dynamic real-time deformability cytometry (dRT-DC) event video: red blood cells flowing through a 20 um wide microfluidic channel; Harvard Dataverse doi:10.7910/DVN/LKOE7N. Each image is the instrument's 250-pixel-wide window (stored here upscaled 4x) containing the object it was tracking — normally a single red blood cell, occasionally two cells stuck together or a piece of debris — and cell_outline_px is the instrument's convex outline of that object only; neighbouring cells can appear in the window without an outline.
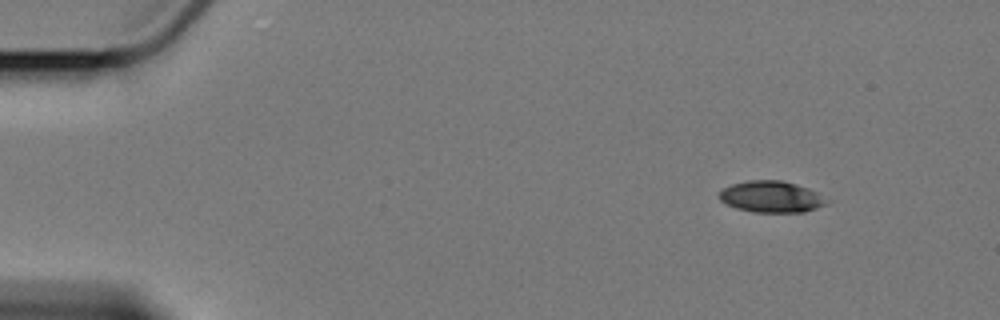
{"species": "Egyptian fruit bat (a non-hibernating species)", "species_latin": "Rousettus aegyptiacus", "temperature_condition": "cold", "stored_images_in_passage": 5, "camera_frame_rate_fps": 3000, "um_per_image_px": 0.085, "animal": {"sex": "female"}, "frame": {"image": 1, "passage_image": 1, "time_ms": 0.0, "image_size_px": [1000, 320], "cell_outline_px": [[828, 204], [804, 212], [752, 212], [736, 208], [720, 200], [720, 192], [724, 188], [732, 184], [748, 180], [780, 180], [796, 184], [808, 188], [816, 192]], "centroid_in_image_um": [65.54, 16.72], "position_along_channel_um": 19.5, "area_um2": 19.36}}
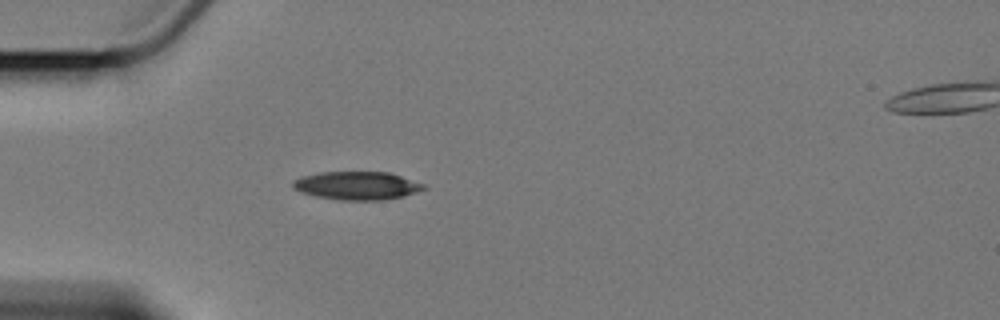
{"frame": {"image": 2, "passage_image": 4, "time_ms": 3.667, "image_size_px": [1000, 320], "cell_outline_px": [[428, 188], [404, 196], [384, 200], [340, 200], [316, 196], [300, 192], [292, 188], [292, 180], [304, 176], [320, 172], [388, 172], [424, 184]], "centroid_in_image_um": [30.33, 15.78], "position_along_channel_um": 54.7, "area_um2": 21.5}}